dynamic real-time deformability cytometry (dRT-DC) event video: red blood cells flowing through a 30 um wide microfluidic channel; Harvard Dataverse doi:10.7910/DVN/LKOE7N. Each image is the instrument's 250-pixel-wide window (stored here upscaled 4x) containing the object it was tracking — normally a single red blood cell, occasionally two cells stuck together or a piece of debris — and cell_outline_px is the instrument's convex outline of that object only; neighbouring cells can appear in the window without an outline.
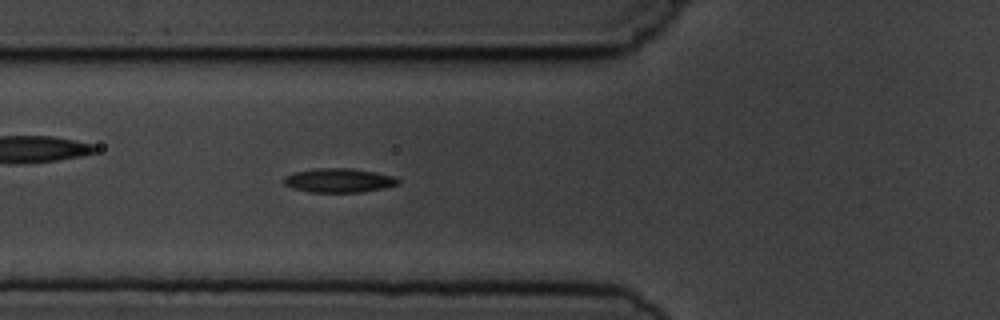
{"species": "common noctule bat (a hibernating species)", "species_latin": "Nyctalus noctula", "temperature_condition": "cold", "stored_images_in_passage": 5, "camera_frame_rate_fps": 3000, "um_per_image_px": 0.085, "animal": {"sex": "male", "body_mass_g": 19.5, "forearm_length_mm": 54.6}, "frame": {"image": 1, "passage_image": 5, "time_ms": 4.667, "image_size_px": [1000, 320], "cell_outline_px": [[400, 184], [384, 188], [360, 192], [312, 192], [292, 188], [284, 184], [284, 176], [296, 172], [316, 168], [352, 168], [376, 172], [396, 176], [400, 180]], "centroid_in_image_um": [28.85, 15.33], "position_along_channel_um": 96.9, "area_um2": 16.13}}